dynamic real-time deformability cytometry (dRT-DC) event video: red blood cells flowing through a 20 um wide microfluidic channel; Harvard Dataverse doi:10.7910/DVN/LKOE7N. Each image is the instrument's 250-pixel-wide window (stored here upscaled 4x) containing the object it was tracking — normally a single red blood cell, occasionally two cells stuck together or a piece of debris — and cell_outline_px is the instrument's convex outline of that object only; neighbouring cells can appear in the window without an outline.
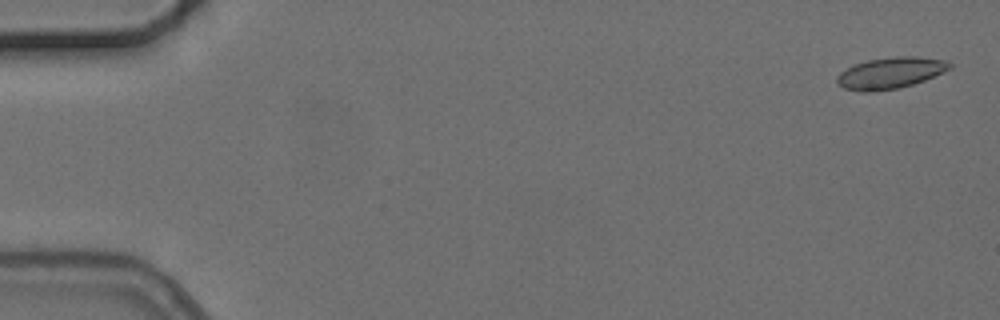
{"species": "common noctule bat (a hibernating species)", "species_latin": "Nyctalus noctula", "temperature_condition": "cold", "stored_images_in_passage": 5, "camera_frame_rate_fps": 3000, "um_per_image_px": 0.085, "animal": {"sex": "female", "body_mass_g": 24.6, "forearm_length_mm": 56.2}, "frame": {"image": 1, "passage_image": 1, "time_ms": 0.0, "image_size_px": [1000, 320], "cell_outline_px": [[952, 68], [944, 72], [924, 80], [900, 88], [864, 92], [860, 92], [844, 88], [836, 84], [836, 76], [840, 72], [856, 64], [868, 60], [896, 56], [916, 56], [944, 60], [952, 64]], "centroid_in_image_um": [75.68, 6.2], "position_along_channel_um": 9.3, "area_um2": 20.52}}
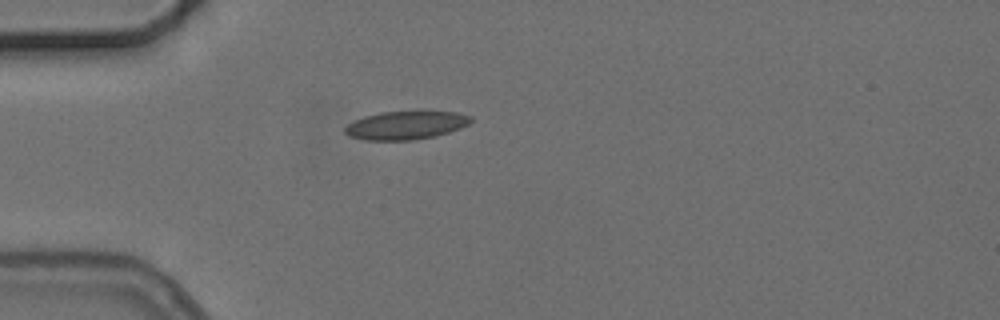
{"frame": {"image": 2, "passage_image": 5, "time_ms": 4.667, "image_size_px": [1000, 320], "cell_outline_px": [[472, 120], [468, 124], [460, 128], [436, 136], [416, 140], [364, 140], [348, 136], [344, 132], [344, 128], [348, 124], [364, 116], [380, 112], [420, 108], [456, 112], [472, 116]], "centroid_in_image_um": [34.53, 10.6], "position_along_channel_um": 50.5, "area_um2": 21.79}}